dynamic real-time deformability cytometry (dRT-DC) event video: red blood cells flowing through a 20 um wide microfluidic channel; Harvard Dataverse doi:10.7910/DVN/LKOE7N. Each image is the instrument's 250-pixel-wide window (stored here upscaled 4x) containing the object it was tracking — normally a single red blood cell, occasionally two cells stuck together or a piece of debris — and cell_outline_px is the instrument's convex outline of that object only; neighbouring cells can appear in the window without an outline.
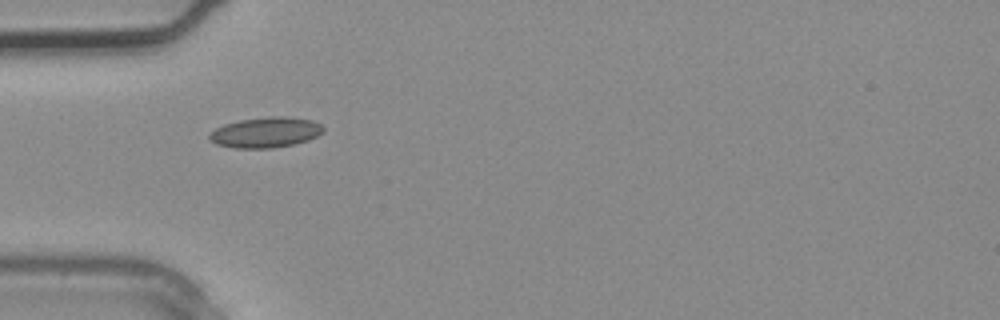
{"species": "common noctule bat (a hibernating species)", "species_latin": "Nyctalus noctula", "temperature_condition": "warm", "stored_images_in_passage": 3, "camera_frame_rate_fps": 3000, "um_per_image_px": 0.085, "animal": {"sex": "male", "body_mass_g": 20.4}, "frame": {"image": 1, "passage_image": 3, "time_ms": 0.667, "image_size_px": [1000, 320], "cell_outline_px": [[324, 132], [308, 140], [292, 144], [272, 148], [236, 148], [216, 144], [208, 140], [208, 136], [216, 128], [224, 124], [240, 120], [272, 116], [284, 116], [312, 120], [320, 124], [324, 128]], "centroid_in_image_um": [22.57, 11.25], "position_along_channel_um": 62.4, "area_um2": 20.11}}